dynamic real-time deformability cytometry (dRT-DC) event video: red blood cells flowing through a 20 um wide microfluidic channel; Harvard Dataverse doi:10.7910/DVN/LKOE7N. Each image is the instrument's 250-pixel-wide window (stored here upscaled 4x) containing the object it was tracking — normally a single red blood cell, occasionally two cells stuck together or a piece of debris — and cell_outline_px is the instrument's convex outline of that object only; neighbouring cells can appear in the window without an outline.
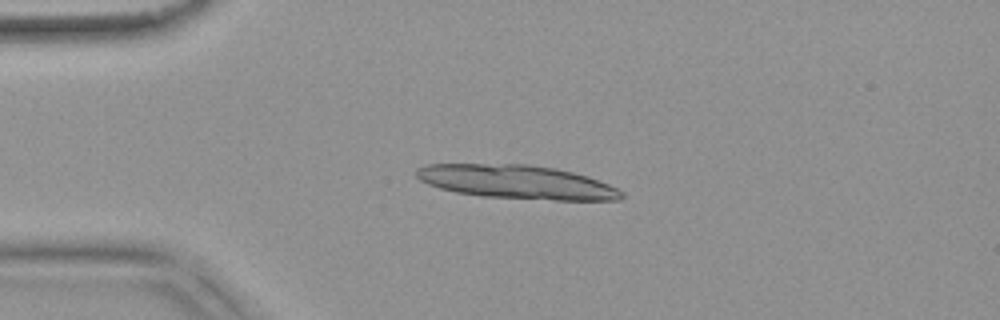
{"species": "common noctule bat (a hibernating species)", "species_latin": "Nyctalus noctula", "temperature_condition": "warm", "stored_images_in_passage": 18, "camera_frame_rate_fps": 3000, "um_per_image_px": 0.085, "animal": {"sex": "female", "body_mass_g": 18.4}, "frame": {"image": 1, "passage_image": 11, "time_ms": 3.333, "image_size_px": [1000, 320], "cell_outline_px": [[624, 196], [620, 200], [552, 200], [480, 196], [456, 192], [440, 188], [428, 184], [420, 180], [416, 176], [416, 168], [428, 164], [528, 164], [556, 168], [588, 176], [608, 184], [624, 192]], "centroid_in_image_um": [43.94, 15.47], "position_along_channel_um": 41.1, "area_um2": 40.4}}